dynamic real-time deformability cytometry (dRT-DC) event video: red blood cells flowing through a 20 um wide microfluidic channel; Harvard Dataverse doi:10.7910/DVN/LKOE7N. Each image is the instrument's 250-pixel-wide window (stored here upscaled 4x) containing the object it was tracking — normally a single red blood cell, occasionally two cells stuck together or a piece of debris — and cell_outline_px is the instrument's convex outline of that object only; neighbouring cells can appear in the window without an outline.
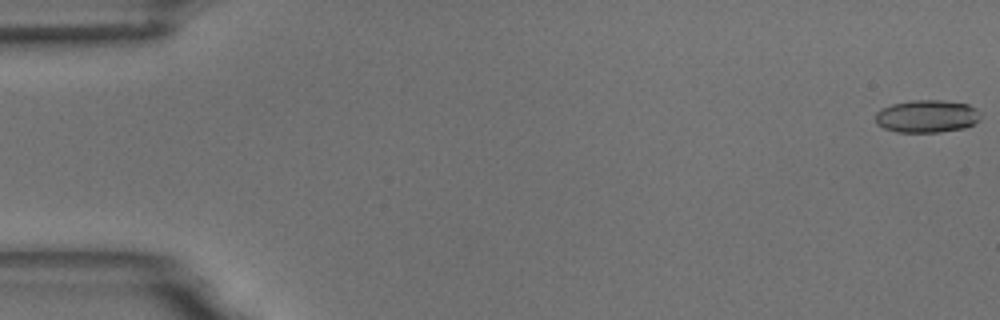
{"species": "common noctule bat (a hibernating species)", "species_latin": "Nyctalus noctula", "temperature_condition": "room temperature", "stored_images_in_passage": 59, "camera_frame_rate_fps": 3000, "um_per_image_px": 0.085, "animal": {"sex": "male", "body_mass_g": 18.8}, "frame": {"image": 1, "passage_image": 1, "time_ms": 0.0, "image_size_px": [1000, 320], "cell_outline_px": [[980, 120], [964, 128], [940, 132], [896, 132], [884, 128], [876, 124], [876, 112], [880, 108], [892, 104], [912, 100], [944, 100], [968, 104], [976, 108], [980, 112]], "centroid_in_image_um": [78.78, 9.88], "position_along_channel_um": 6.2, "area_um2": 20.17}}
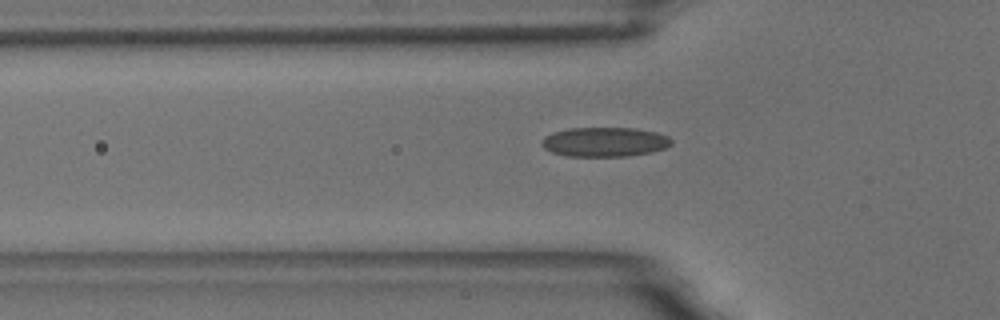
{"frame": {"image": 2, "passage_image": 20, "time_ms": 6.333, "image_size_px": [1000, 320], "cell_outline_px": [[672, 144], [664, 148], [652, 152], [628, 156], [568, 156], [552, 152], [544, 148], [540, 144], [540, 140], [544, 136], [552, 132], [568, 128], [636, 128], [656, 132], [668, 136], [672, 140]], "centroid_in_image_um": [51.37, 12.06], "position_along_channel_um": 74.4, "area_um2": 22.43}}
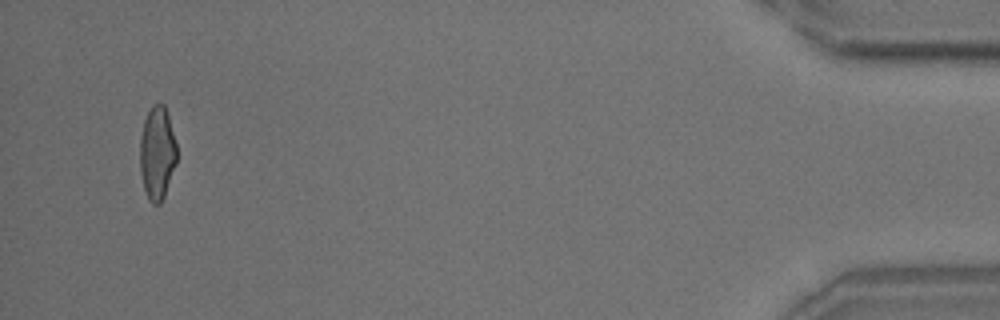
{"frame": {"image": 3, "passage_image": 57, "time_ms": 18.667, "image_size_px": [1000, 320], "cell_outline_px": [[176, 164], [164, 196], [160, 204], [152, 204], [148, 200], [144, 188], [140, 172], [140, 140], [144, 120], [152, 104], [164, 104], [168, 116], [176, 144]], "centroid_in_image_um": [13.35, 13.03], "position_along_channel_um": 421.9, "area_um2": 19.88}, "authors_computed_cell_mechanics": {"area_um2": 20.808, "velocity_mm_per_s": 3.45, "shape_relaxation_time_tau1_ms": 7.3333, "shape_relaxation_time_tau2_ms": 1.3974, "deformation_change_tau1": 0.1755, "deformation_change_tau2": 0.0897}}